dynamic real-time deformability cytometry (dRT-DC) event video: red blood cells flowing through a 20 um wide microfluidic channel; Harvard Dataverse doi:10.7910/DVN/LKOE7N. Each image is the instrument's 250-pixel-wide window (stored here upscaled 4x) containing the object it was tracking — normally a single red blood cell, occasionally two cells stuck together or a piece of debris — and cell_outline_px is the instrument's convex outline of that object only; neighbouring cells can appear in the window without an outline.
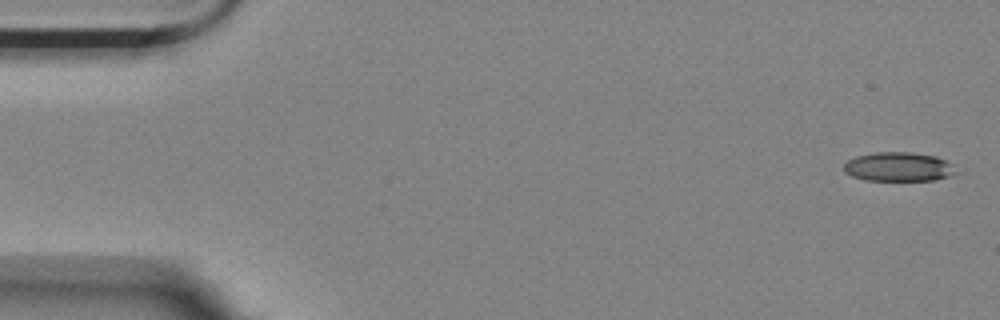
{"species": "Egyptian fruit bat (a non-hibernating species)", "species_latin": "Rousettus aegyptiacus", "temperature_condition": "room temperature", "stored_images_in_passage": 3, "camera_frame_rate_fps": 3000, "um_per_image_px": 0.085, "animal": {"sex": "female"}, "frame": {"image": 1, "passage_image": 1, "time_ms": 0.0, "image_size_px": [1000, 320], "cell_outline_px": [[956, 172], [948, 176], [936, 180], [864, 180], [852, 176], [844, 172], [844, 164], [848, 160], [856, 156], [876, 152], [912, 152], [936, 156], [948, 160], [956, 164]], "centroid_in_image_um": [76.42, 14.17], "position_along_channel_um": 8.6, "area_um2": 19.25}}